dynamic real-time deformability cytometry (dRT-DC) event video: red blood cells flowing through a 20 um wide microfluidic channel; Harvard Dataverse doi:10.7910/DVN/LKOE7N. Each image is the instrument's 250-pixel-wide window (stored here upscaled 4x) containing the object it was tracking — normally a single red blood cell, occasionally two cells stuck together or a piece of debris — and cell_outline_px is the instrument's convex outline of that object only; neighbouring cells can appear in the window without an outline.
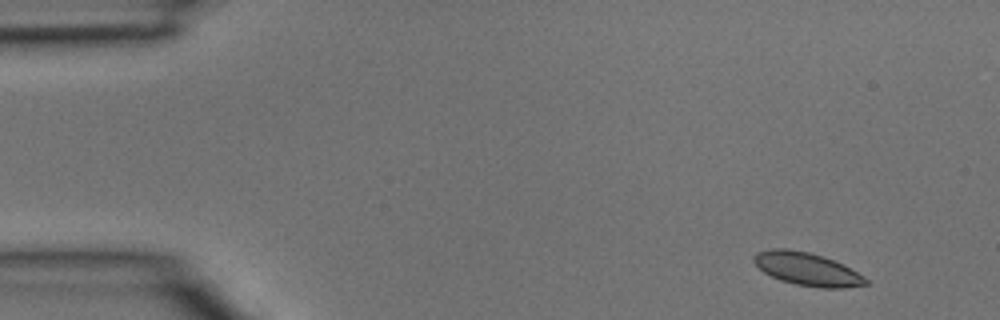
{"species": "common noctule bat (a hibernating species)", "species_latin": "Nyctalus noctula", "temperature_condition": "room temperature", "stored_images_in_passage": 4, "camera_frame_rate_fps": 3000, "um_per_image_px": 0.085, "animal": {"sex": "male", "body_mass_g": 15.6}, "frame": {"image": 1, "passage_image": 1, "time_ms": 0.0, "image_size_px": [1000, 320], "cell_outline_px": [[868, 284], [844, 288], [820, 288], [796, 284], [780, 280], [764, 272], [752, 260], [752, 256], [756, 252], [768, 248], [788, 248], [808, 252], [844, 264], [864, 276], [868, 280]], "centroid_in_image_um": [68.59, 22.86], "position_along_channel_um": 16.4, "area_um2": 21.56}}
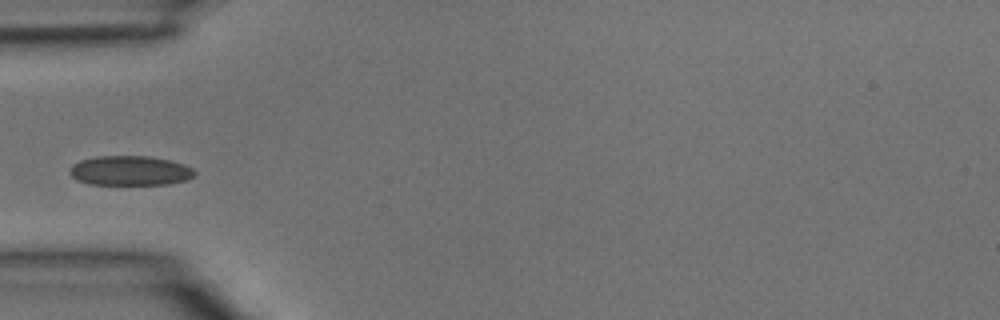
{"frame": {"image": 2, "passage_image": 4, "time_ms": 1.0, "image_size_px": [1000, 320], "cell_outline_px": [[196, 176], [184, 180], [168, 184], [92, 184], [76, 180], [68, 172], [72, 164], [80, 160], [96, 156], [148, 156], [172, 160], [184, 164], [192, 168], [196, 172]], "centroid_in_image_um": [11.05, 14.49], "position_along_channel_um": 73.9, "area_um2": 21.68}}